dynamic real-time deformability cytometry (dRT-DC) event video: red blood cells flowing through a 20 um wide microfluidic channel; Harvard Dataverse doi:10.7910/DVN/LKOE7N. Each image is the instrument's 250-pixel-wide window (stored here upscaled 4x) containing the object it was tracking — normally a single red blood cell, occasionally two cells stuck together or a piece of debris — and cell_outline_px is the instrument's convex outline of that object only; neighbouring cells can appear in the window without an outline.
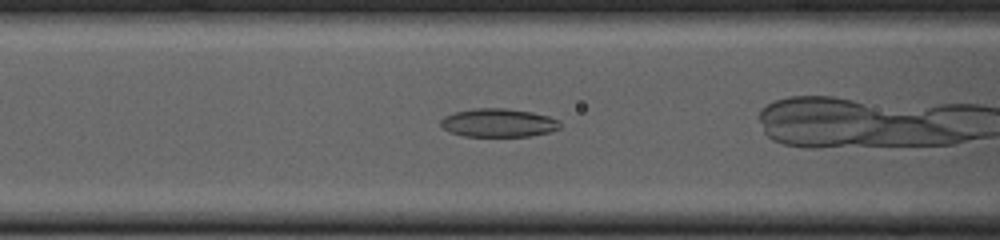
{"species": "common noctule bat (a hibernating species)", "species_latin": "Nyctalus noctula", "temperature_condition": "cold", "stored_images_in_passage": 38, "camera_frame_rate_fps": 3000, "um_per_image_px": 0.085, "animal": {"sex": "female", "body_mass_g": 23.0, "forearm_length_mm": 53.4}, "frame": {"image": 1, "passage_image": 17, "time_ms": 5.333, "image_size_px": [1000, 240], "cell_outline_px": [[560, 128], [548, 132], [528, 136], [464, 136], [448, 132], [440, 124], [440, 120], [444, 116], [452, 112], [476, 108], [504, 108], [532, 112], [548, 116], [560, 120]], "centroid_in_image_um": [42.33, 10.43], "position_along_channel_um": 124.3, "area_um2": 19.83}}
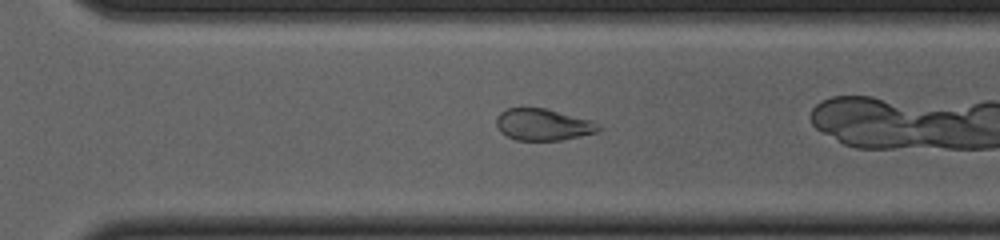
{"frame": {"image": 2, "passage_image": 33, "time_ms": 10.667, "image_size_px": [1000, 240], "cell_outline_px": [[600, 128], [596, 132], [580, 136], [560, 140], [516, 140], [500, 132], [496, 124], [496, 116], [500, 112], [508, 108], [544, 108], [592, 120], [600, 124]], "centroid_in_image_um": [46.14, 10.59], "position_along_channel_um": 324.5, "area_um2": 18.79}}